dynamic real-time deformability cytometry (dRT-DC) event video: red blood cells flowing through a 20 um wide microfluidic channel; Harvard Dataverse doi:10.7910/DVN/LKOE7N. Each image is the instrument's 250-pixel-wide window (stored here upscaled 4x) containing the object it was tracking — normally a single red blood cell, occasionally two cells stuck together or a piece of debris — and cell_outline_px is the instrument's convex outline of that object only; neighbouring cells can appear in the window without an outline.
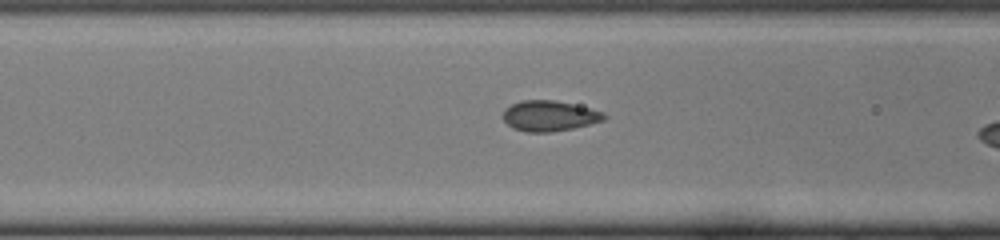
{"species": "common noctule bat (a hibernating species)", "species_latin": "Nyctalus noctula", "temperature_condition": "cold", "stored_images_in_passage": 30, "camera_frame_rate_fps": 3000, "um_per_image_px": 0.085, "animal": {"sex": "female", "body_mass_g": 22.0, "forearm_length_mm": 56.7}, "frame": {"image": 1, "passage_image": 11, "time_ms": 3.333, "image_size_px": [1000, 240], "cell_outline_px": [[608, 116], [604, 120], [572, 128], [552, 132], [524, 132], [512, 128], [504, 120], [504, 108], [520, 100], [552, 100], [572, 104], [604, 112]], "centroid_in_image_um": [46.67, 9.85], "position_along_channel_um": 119.9, "area_um2": 17.86}}
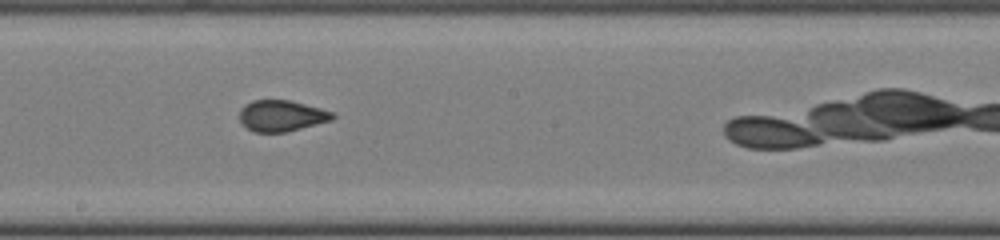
{"frame": {"image": 2, "passage_image": 18, "time_ms": 5.667, "image_size_px": [1000, 240], "cell_outline_px": [[336, 116], [332, 120], [284, 132], [256, 132], [248, 128], [240, 120], [240, 108], [244, 104], [252, 100], [288, 100], [336, 112]], "centroid_in_image_um": [23.94, 9.83], "position_along_channel_um": 224.3, "area_um2": 16.76}}
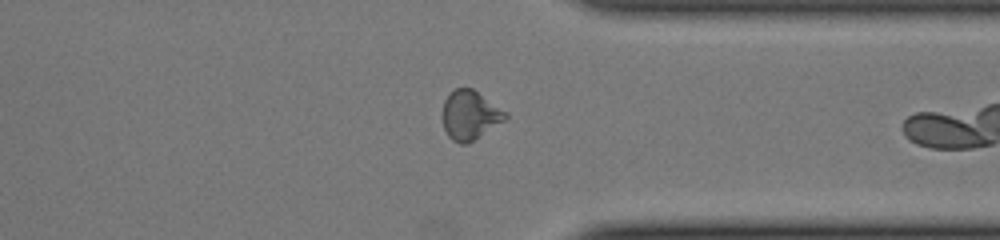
{"frame": {"image": 3, "passage_image": 28, "time_ms": 9.0, "image_size_px": [1000, 240], "cell_outline_px": [[508, 116], [504, 120], [468, 144], [460, 144], [452, 140], [448, 136], [444, 128], [444, 100], [456, 88], [472, 88], [508, 112]], "centroid_in_image_um": [39.97, 9.79], "position_along_channel_um": 371.4, "area_um2": 17.74}}